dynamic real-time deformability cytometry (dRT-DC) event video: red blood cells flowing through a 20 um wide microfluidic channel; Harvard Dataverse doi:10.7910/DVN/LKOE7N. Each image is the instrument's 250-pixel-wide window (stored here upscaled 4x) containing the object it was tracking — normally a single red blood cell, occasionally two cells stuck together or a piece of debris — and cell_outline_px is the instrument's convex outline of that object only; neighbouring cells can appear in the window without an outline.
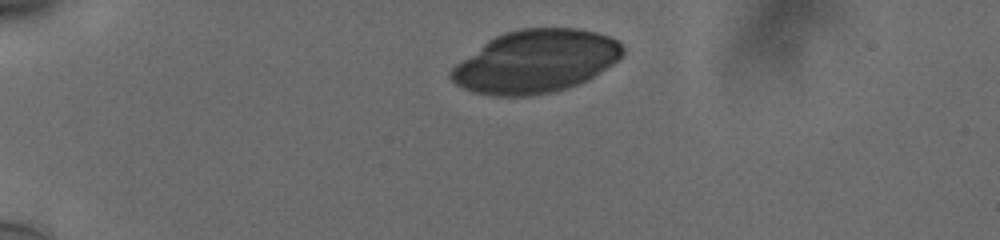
{"species": "human", "species_latin": "Homo sapiens", "temperature_condition": "cold", "stored_images_in_passage": 38, "camera_frame_rate_fps": 3000, "um_per_image_px": 0.085, "donor": {"sex": "male"}, "frame": {"image": 1, "passage_image": 1, "time_ms": 0.0, "image_size_px": [1000, 240], "cell_outline_px": [[624, 56], [588, 80], [580, 84], [556, 92], [528, 96], [492, 96], [476, 92], [464, 88], [456, 84], [448, 76], [448, 72], [456, 64], [488, 40], [504, 32], [520, 28], [576, 28], [596, 32], [608, 36], [616, 40], [624, 48]], "centroid_in_image_um": [45.54, 5.23], "position_along_channel_um": 39.5, "area_um2": 63.0}}